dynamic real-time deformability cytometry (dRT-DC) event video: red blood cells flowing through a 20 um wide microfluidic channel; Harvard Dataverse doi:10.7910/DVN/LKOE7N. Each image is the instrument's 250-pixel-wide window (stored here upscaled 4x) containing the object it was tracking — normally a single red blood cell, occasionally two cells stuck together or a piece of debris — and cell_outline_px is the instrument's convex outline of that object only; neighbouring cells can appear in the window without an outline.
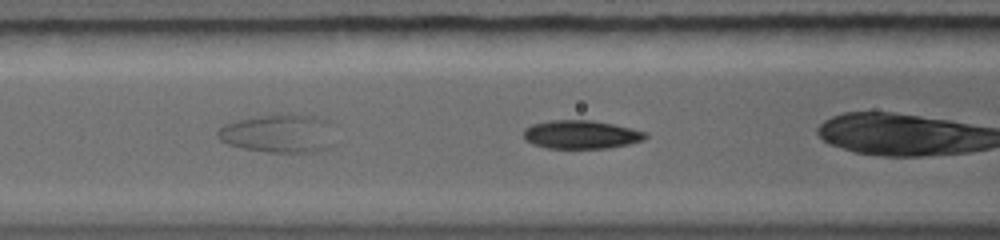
{"species": "common noctule bat (a hibernating species)", "species_latin": "Nyctalus noctula", "temperature_condition": "warm", "stored_images_in_passage": 8, "camera_frame_rate_fps": 5000, "um_per_image_px": 0.085, "animal": {"sex": "female", "body_mass_g": 19.0, "forearm_length_mm": 56.7}, "frame": {"image": 1, "passage_image": 3, "time_ms": 0.8, "image_size_px": [1000, 240], "cell_outline_px": [[648, 136], [644, 140], [628, 144], [608, 148], [548, 148], [532, 144], [524, 140], [524, 128], [532, 124], [552, 120], [592, 120], [632, 128], [648, 132]], "centroid_in_image_um": [49.4, 11.43], "position_along_channel_um": 117.2, "area_um2": 20.29}}